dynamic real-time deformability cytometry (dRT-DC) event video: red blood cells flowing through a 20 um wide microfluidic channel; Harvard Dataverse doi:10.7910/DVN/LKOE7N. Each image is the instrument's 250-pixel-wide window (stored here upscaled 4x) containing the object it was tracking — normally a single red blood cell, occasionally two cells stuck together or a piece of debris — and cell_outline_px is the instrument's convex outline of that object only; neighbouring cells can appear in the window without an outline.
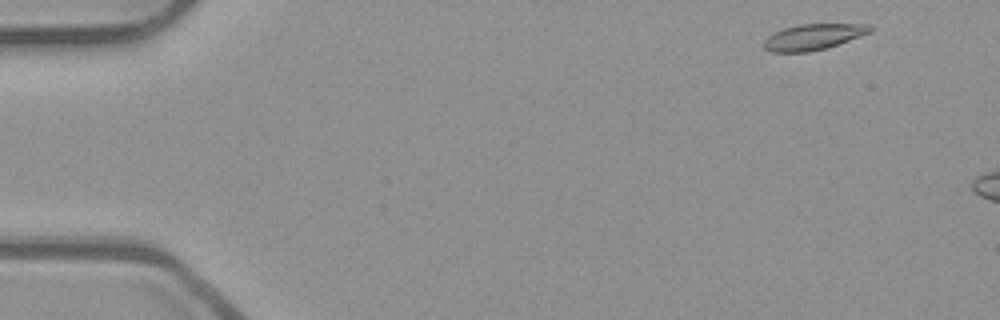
{"species": "common noctule bat (a hibernating species)", "species_latin": "Nyctalus noctula", "temperature_condition": "room temperature", "stored_images_in_passage": 10, "camera_frame_rate_fps": 3000, "um_per_image_px": 0.085, "animal": {"sex": "male", "body_mass_g": 23.1, "forearm_length_mm": 52.7}, "frame": {"image": 1, "passage_image": 2, "time_ms": 0.333, "image_size_px": [1000, 320], "cell_outline_px": [[872, 32], [828, 48], [808, 52], [772, 52], [764, 48], [764, 40], [768, 36], [784, 28], [800, 24], [868, 24], [872, 28]], "centroid_in_image_um": [69.15, 3.14], "position_along_channel_um": 15.8, "area_um2": 16.01}}